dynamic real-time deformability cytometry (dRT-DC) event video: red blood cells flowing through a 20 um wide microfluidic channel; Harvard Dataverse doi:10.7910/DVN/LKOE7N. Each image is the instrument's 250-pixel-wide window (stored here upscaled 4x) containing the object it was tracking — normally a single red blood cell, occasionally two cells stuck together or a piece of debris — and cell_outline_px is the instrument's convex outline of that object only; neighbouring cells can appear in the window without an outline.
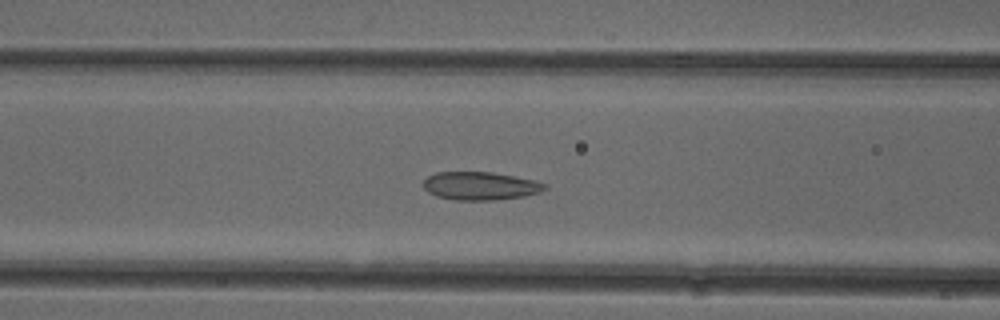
{"species": "common noctule bat (a hibernating species)", "species_latin": "Nyctalus noctula", "temperature_condition": "cold", "stored_images_in_passage": 25, "camera_frame_rate_fps": 3000, "um_per_image_px": 0.085, "animal": {"sex": "female"}, "frame": {"image": 1, "passage_image": 5, "time_ms": 1.333, "image_size_px": [1000, 320], "cell_outline_px": [[548, 188], [540, 192], [524, 196], [496, 200], [456, 200], [436, 196], [428, 192], [424, 188], [424, 180], [428, 176], [436, 172], [492, 172], [536, 180], [548, 184]], "centroid_in_image_um": [40.86, 15.8], "position_along_channel_um": 125.7, "area_um2": 20.06}}
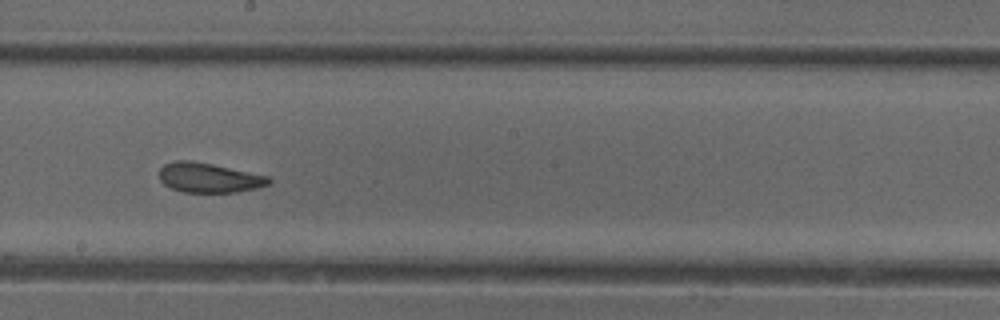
{"frame": {"image": 2, "passage_image": 13, "time_ms": 4.0, "image_size_px": [1000, 320], "cell_outline_px": [[272, 184], [260, 188], [236, 192], [184, 192], [172, 188], [164, 184], [160, 180], [160, 168], [164, 164], [176, 160], [192, 160], [212, 164], [268, 176], [272, 180]], "centroid_in_image_um": [17.79, 15.11], "position_along_channel_um": 230.4, "area_um2": 19.02}}
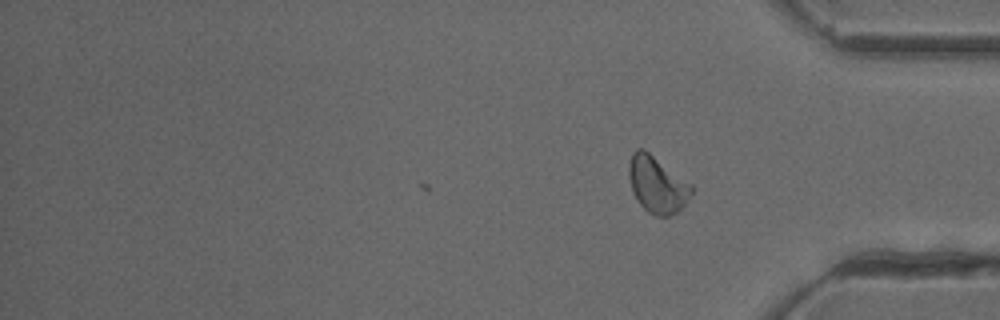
{"frame": {"image": 3, "passage_image": 25, "time_ms": 8.0, "image_size_px": [1000, 320], "cell_outline_px": [[696, 188], [684, 204], [676, 212], [668, 216], [656, 216], [648, 212], [636, 200], [632, 192], [628, 176], [628, 164], [632, 152], [636, 148], [644, 148], [692, 184]], "centroid_in_image_um": [55.84, 15.66], "position_along_channel_um": 379.4, "area_um2": 20.92}}